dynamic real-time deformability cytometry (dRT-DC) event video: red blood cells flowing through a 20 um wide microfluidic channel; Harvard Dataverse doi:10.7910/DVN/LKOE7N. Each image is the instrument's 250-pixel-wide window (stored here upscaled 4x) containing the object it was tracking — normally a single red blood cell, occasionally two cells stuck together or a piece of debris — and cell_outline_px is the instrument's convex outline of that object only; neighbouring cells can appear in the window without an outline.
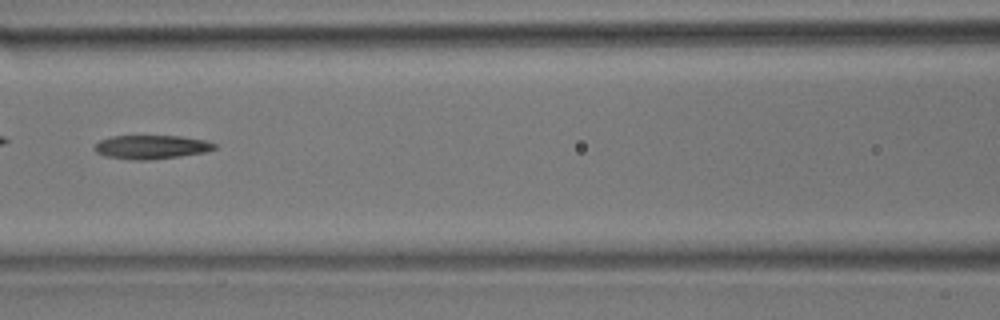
{"species": "common noctule bat (a hibernating species)", "species_latin": "Nyctalus noctula", "temperature_condition": "room temperature", "stored_images_in_passage": 48, "camera_frame_rate_fps": 3000, "um_per_image_px": 0.085, "animal": {"sex": "male", "body_mass_g": 17.9}, "frame": {"image": 1, "passage_image": 21, "time_ms": 6.667, "image_size_px": [1000, 320], "cell_outline_px": [[216, 148], [204, 152], [148, 160], [128, 160], [104, 156], [96, 152], [92, 148], [100, 140], [112, 136], [180, 136], [204, 140], [216, 144]], "centroid_in_image_um": [12.8, 12.5], "position_along_channel_um": 153.8, "area_um2": 16.53}}
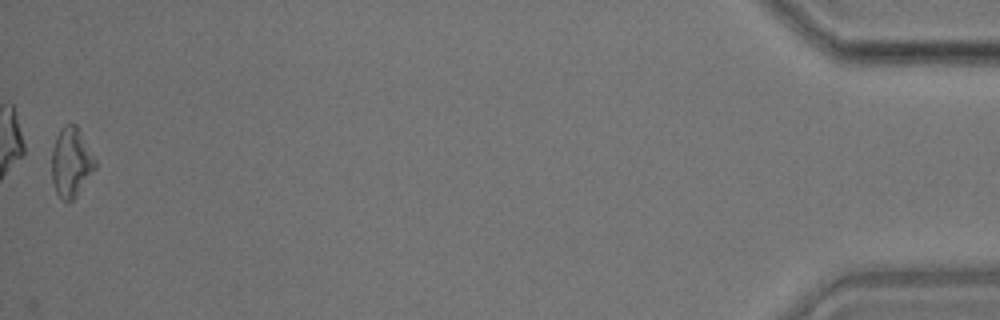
{"frame": {"image": 2, "passage_image": 48, "time_ms": 15.667, "image_size_px": [1000, 320], "cell_outline_px": [[96, 168], [76, 196], [68, 204], [56, 192], [52, 180], [52, 148], [56, 136], [60, 128], [64, 124], [76, 124], [96, 160]], "centroid_in_image_um": [6.04, 13.79], "position_along_channel_um": 429.2, "area_um2": 17.57}}